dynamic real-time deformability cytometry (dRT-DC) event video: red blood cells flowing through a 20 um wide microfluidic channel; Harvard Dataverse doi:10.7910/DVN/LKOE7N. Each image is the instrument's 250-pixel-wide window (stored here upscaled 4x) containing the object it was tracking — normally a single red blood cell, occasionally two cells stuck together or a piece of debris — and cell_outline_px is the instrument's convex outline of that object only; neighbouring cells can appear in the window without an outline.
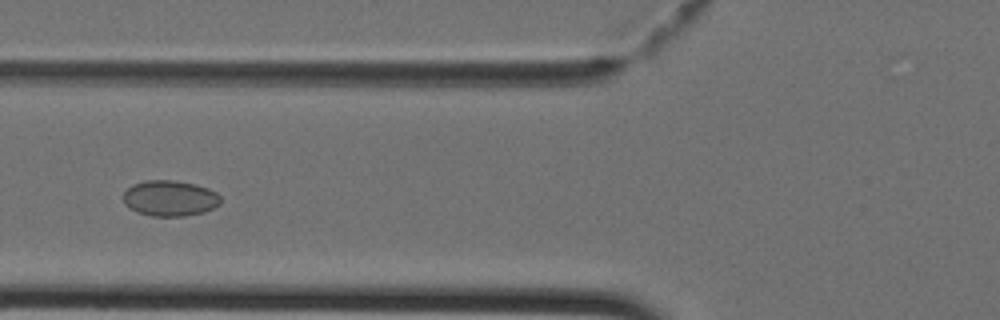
{"species": "Egyptian fruit bat (a non-hibernating species)", "species_latin": "Rousettus aegyptiacus", "temperature_condition": "cold", "stored_images_in_passage": 30, "camera_frame_rate_fps": 3000, "um_per_image_px": 0.085, "animal": {"sex": "female"}, "frame": {"image": 1, "passage_image": 4, "time_ms": 1.0, "image_size_px": [1000, 320], "cell_outline_px": [[220, 204], [204, 212], [184, 216], [152, 216], [136, 212], [128, 208], [124, 204], [124, 192], [132, 184], [144, 180], [172, 180], [196, 184], [208, 188], [216, 192], [220, 196]], "centroid_in_image_um": [14.42, 16.85], "position_along_channel_um": 111.4, "area_um2": 20.4}}
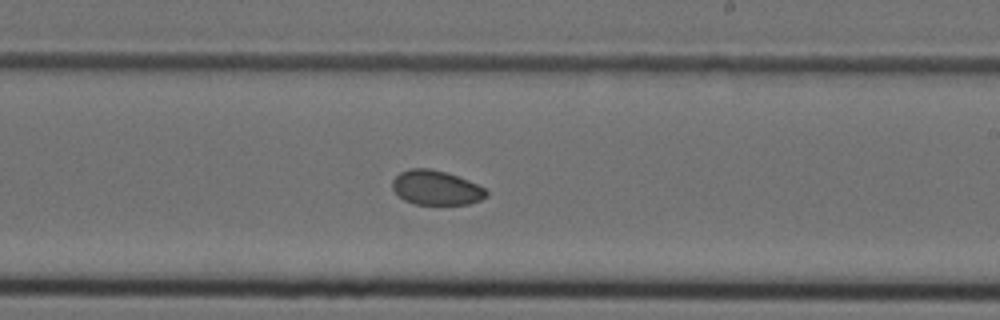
{"frame": {"image": 2, "passage_image": 13, "time_ms": 4.0, "image_size_px": [1000, 320], "cell_outline_px": [[488, 196], [480, 200], [468, 204], [416, 204], [404, 200], [392, 188], [392, 180], [400, 172], [412, 168], [428, 168], [444, 172], [468, 180], [484, 188], [488, 192]], "centroid_in_image_um": [37.07, 15.96], "position_along_channel_um": 251.9, "area_um2": 18.67}}
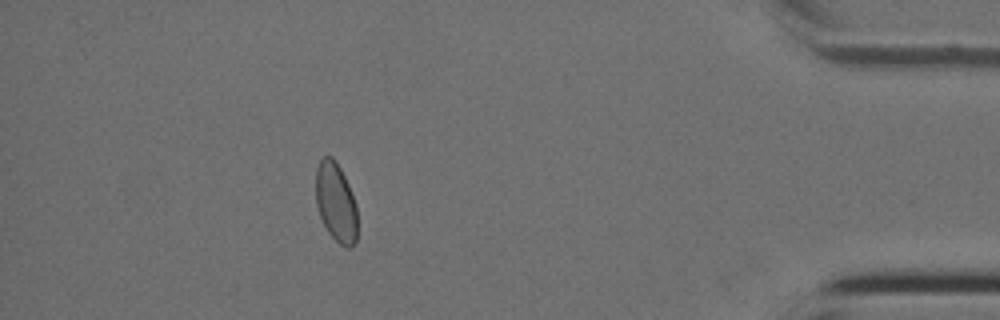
{"frame": {"image": 3, "passage_image": 26, "time_ms": 8.333, "image_size_px": [1000, 320], "cell_outline_px": [[356, 244], [352, 248], [348, 248], [340, 244], [328, 232], [320, 216], [316, 204], [316, 168], [320, 160], [324, 156], [332, 156], [336, 160], [348, 184], [356, 204]], "centroid_in_image_um": [28.55, 17.19], "position_along_channel_um": 406.7, "area_um2": 19.13}}